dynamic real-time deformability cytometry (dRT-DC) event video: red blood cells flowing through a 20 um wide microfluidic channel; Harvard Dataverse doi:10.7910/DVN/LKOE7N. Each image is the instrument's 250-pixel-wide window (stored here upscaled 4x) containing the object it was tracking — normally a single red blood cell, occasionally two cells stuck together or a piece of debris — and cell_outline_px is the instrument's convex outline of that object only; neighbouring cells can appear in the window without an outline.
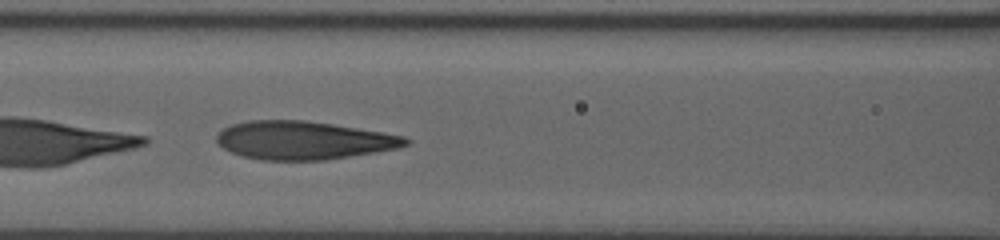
{"species": "human", "species_latin": "Homo sapiens", "temperature_condition": "room temperature", "stored_images_in_passage": 25, "camera_frame_rate_fps": 3000, "um_per_image_px": 0.085, "donor": {"sex": "male"}, "frame": {"image": 1, "passage_image": 7, "time_ms": 2.667, "image_size_px": [1000, 240], "cell_outline_px": [[412, 140], [408, 144], [396, 148], [376, 152], [324, 160], [260, 160], [244, 156], [232, 152], [224, 148], [216, 140], [216, 136], [224, 128], [232, 124], [248, 120], [304, 120], [332, 124], [404, 136]], "centroid_in_image_um": [25.79, 11.92], "position_along_channel_um": 140.8, "area_um2": 41.79}}
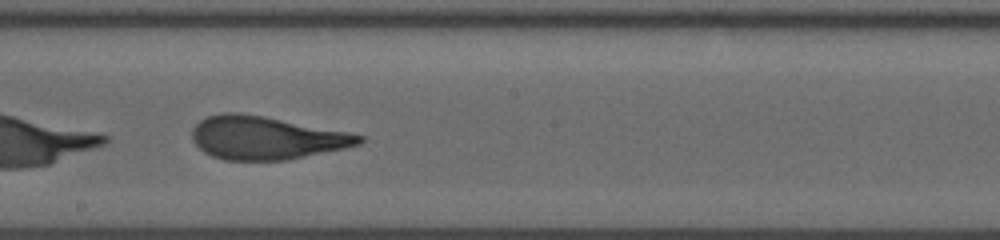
{"frame": {"image": 2, "passage_image": 12, "time_ms": 5.0, "image_size_px": [1000, 240], "cell_outline_px": [[364, 140], [360, 144], [344, 148], [288, 160], [224, 160], [212, 156], [204, 152], [192, 140], [192, 128], [200, 120], [208, 116], [224, 112], [240, 112], [264, 116], [348, 132], [364, 136]], "centroid_in_image_um": [22.59, 11.71], "position_along_channel_um": 225.6, "area_um2": 41.91}}
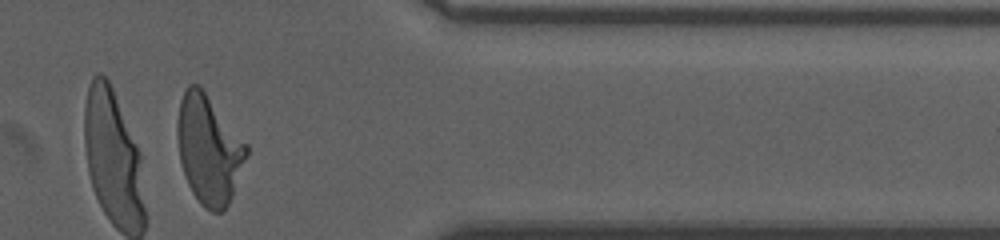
{"frame": {"image": 3, "passage_image": 24, "time_ms": 10.0, "image_size_px": [1000, 240], "cell_outline_px": [[248, 156], [232, 196], [224, 212], [212, 212], [204, 208], [200, 204], [192, 192], [188, 184], [180, 160], [176, 136], [176, 120], [180, 100], [188, 84], [200, 84], [248, 144]], "centroid_in_image_um": [17.75, 12.68], "position_along_channel_um": 393.6, "area_um2": 44.39}, "authors_computed_cell_mechanics": {"area_um2": 41.905, "velocity_mm_per_s": 3.6461, "shape_relaxation_time_tau1_ms": 6.5173, "shape_relaxation_time_tau2_ms": 0.9806, "deformation_change_tau1": 0.2479, "deformation_change_tau2": 0.097}}